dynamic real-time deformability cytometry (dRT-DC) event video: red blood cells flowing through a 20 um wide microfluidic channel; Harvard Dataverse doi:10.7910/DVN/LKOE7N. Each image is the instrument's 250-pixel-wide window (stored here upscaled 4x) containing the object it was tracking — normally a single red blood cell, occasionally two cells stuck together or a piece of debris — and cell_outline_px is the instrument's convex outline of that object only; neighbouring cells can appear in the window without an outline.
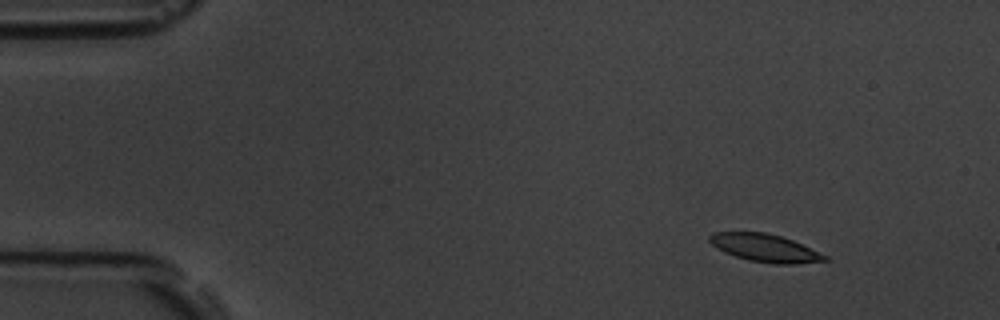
{"species": "common noctule bat (a hibernating species)", "species_latin": "Nyctalus noctula", "temperature_condition": "room temperature", "stored_images_in_passage": 4, "camera_frame_rate_fps": 3000, "um_per_image_px": 0.085, "animal": {"sex": "male", "body_mass_g": 19.5, "forearm_length_mm": 54.6}, "frame": {"image": 1, "passage_image": 1, "time_ms": 0.0, "image_size_px": [1000, 320], "cell_outline_px": [[832, 260], [792, 264], [772, 264], [748, 260], [724, 252], [716, 248], [708, 240], [708, 236], [712, 232], [768, 232], [792, 240], [828, 256]], "centroid_in_image_um": [65.02, 21.08], "position_along_channel_um": 20.0, "area_um2": 18.73}}
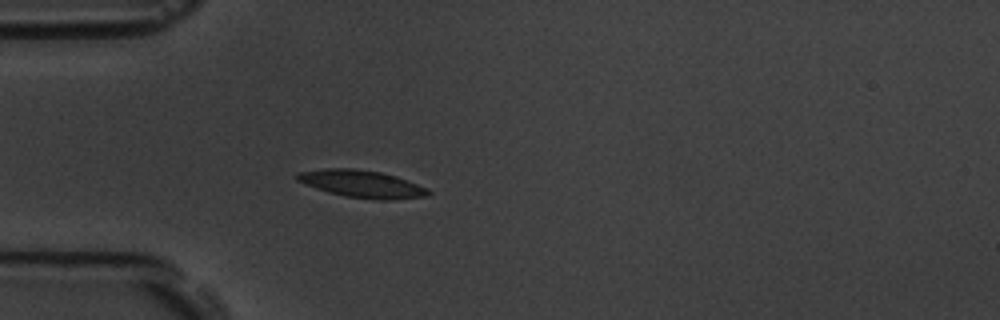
{"frame": {"image": 2, "passage_image": 4, "time_ms": 3.333, "image_size_px": [1000, 320], "cell_outline_px": [[432, 192], [428, 196], [392, 200], [376, 200], [344, 196], [328, 192], [304, 184], [296, 180], [296, 172], [324, 168], [352, 168], [380, 172], [396, 176], [428, 188]], "centroid_in_image_um": [30.76, 15.63], "position_along_channel_um": 54.2, "area_um2": 21.1}}